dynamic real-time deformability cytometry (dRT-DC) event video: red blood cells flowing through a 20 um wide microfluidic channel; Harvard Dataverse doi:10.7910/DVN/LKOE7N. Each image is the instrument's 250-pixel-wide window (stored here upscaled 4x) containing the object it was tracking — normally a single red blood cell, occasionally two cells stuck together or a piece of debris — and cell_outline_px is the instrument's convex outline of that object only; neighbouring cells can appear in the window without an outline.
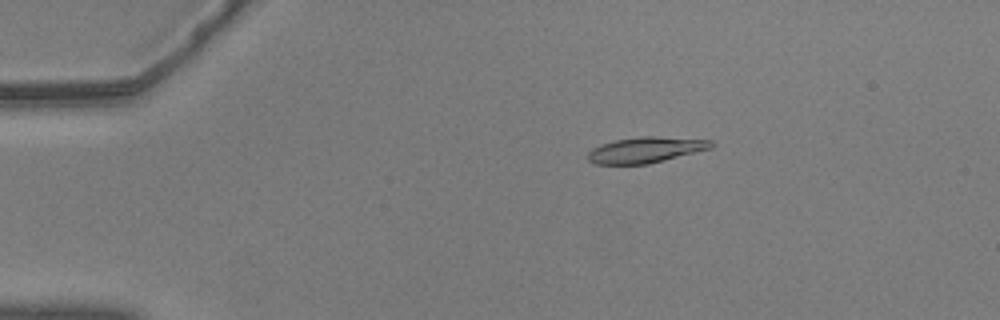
{"species": "common noctule bat (a hibernating species)", "species_latin": "Nyctalus noctula", "temperature_condition": "warm", "stored_images_in_passage": 57, "camera_frame_rate_fps": 3000, "um_per_image_px": 0.085, "animal": {"sex": "male", "body_mass_g": 20.5, "forearm_length_mm": 52.5}, "frame": {"image": 1, "passage_image": 11, "time_ms": 3.333, "image_size_px": [1000, 320], "cell_outline_px": [[716, 144], [712, 148], [648, 164], [596, 164], [588, 160], [588, 152], [592, 148], [600, 144], [616, 140], [640, 136], [652, 136], [712, 140]], "centroid_in_image_um": [54.89, 12.73], "position_along_channel_um": 30.1, "area_um2": 18.5}}
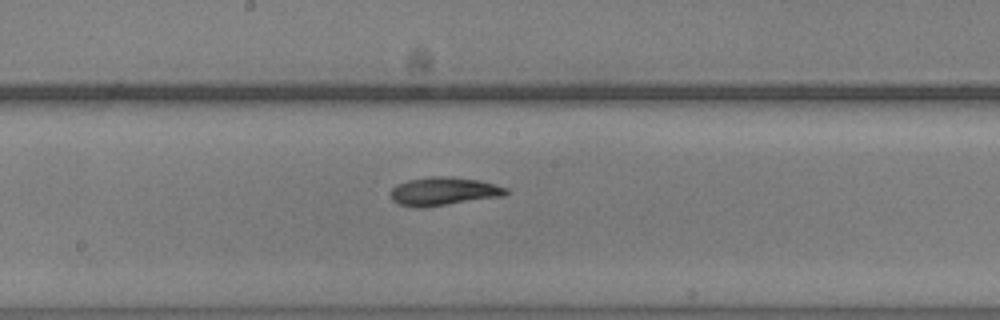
{"frame": {"image": 2, "passage_image": 31, "time_ms": 10.0, "image_size_px": [1000, 320], "cell_outline_px": [[508, 192], [504, 196], [424, 208], [412, 208], [396, 204], [392, 200], [392, 188], [396, 184], [408, 180], [432, 176], [452, 176], [480, 180], [496, 184], [508, 188]], "centroid_in_image_um": [37.71, 16.27], "position_along_channel_um": 210.5, "area_um2": 19.42}}
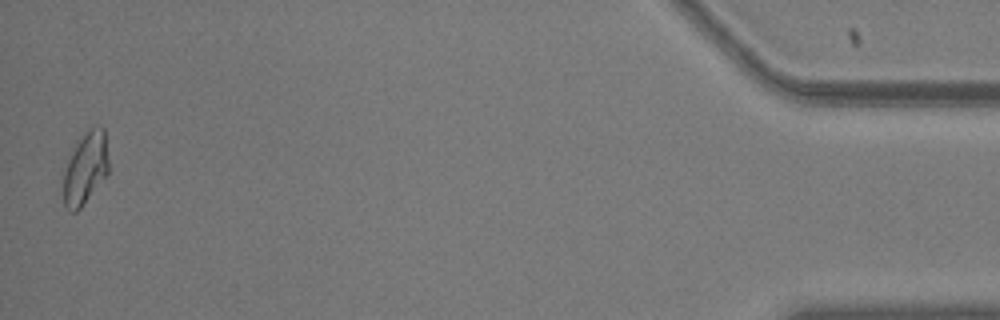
{"frame": {"image": 3, "passage_image": 56, "time_ms": 18.333, "image_size_px": [1000, 320], "cell_outline_px": [[108, 172], [80, 208], [76, 212], [72, 212], [64, 204], [64, 172], [68, 160], [76, 140], [96, 124], [104, 128], [108, 160]], "centroid_in_image_um": [7.26, 14.25], "position_along_channel_um": 427.9, "area_um2": 18.67}, "authors_computed_cell_mechanics": {"area_um2": 18.496, "velocity_mm_per_s": 3.6351, "shape_relaxation_time_tau1_ms": 7.1774, "shape_relaxation_time_tau2_ms": 6.3842, "deformation_change_tau1": 0.216, "deformation_change_tau2": 0.1174}}